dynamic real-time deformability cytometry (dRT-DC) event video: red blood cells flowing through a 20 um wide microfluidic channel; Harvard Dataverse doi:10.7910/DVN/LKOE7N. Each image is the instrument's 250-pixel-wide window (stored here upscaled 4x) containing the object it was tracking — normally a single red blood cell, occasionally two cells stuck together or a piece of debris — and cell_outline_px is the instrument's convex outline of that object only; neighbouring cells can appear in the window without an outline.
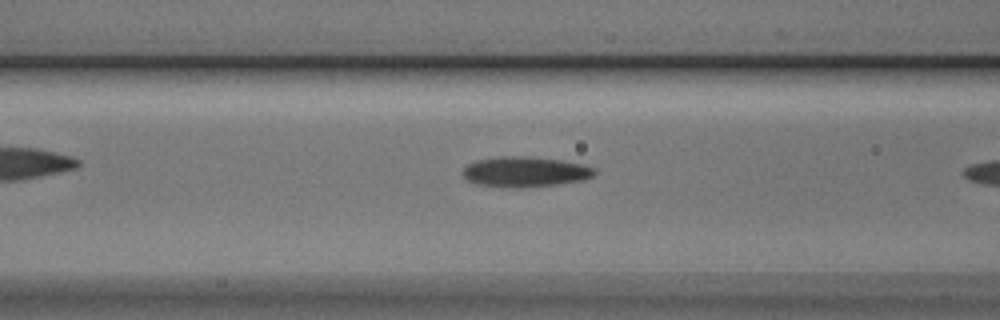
{"species": "Egyptian fruit bat (a non-hibernating species)", "species_latin": "Rousettus aegyptiacus", "temperature_condition": "cold", "stored_images_in_passage": 9, "camera_frame_rate_fps": 3000, "um_per_image_px": 0.085, "animal": {"sex": "male"}, "frame": {"image": 1, "passage_image": 8, "time_ms": 2.333, "image_size_px": [1000, 320], "cell_outline_px": [[596, 172], [592, 176], [584, 180], [556, 184], [520, 188], [508, 188], [476, 184], [468, 180], [464, 176], [464, 168], [468, 164], [476, 160], [500, 156], [524, 156], [560, 160], [584, 164], [596, 168]], "centroid_in_image_um": [44.65, 14.6], "position_along_channel_um": 122.0, "area_um2": 23.29}}